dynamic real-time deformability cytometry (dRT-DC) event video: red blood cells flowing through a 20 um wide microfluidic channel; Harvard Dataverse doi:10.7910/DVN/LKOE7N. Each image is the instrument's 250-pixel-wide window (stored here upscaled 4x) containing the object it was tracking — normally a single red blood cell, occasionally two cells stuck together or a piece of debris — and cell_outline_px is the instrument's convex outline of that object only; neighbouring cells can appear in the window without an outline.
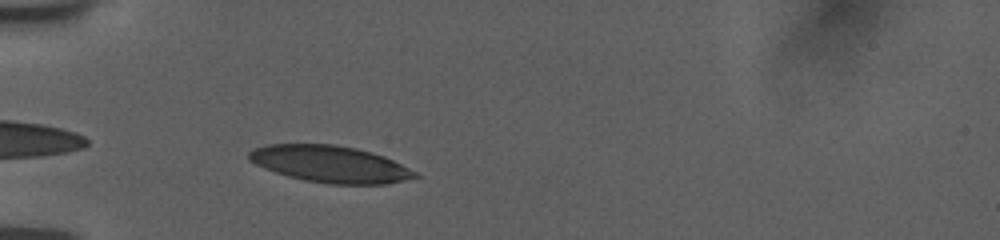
{"species": "human", "species_latin": "Homo sapiens", "temperature_condition": "room temperature", "stored_images_in_passage": 39, "camera_frame_rate_fps": 3000, "um_per_image_px": 0.085, "donor": {"sex": "female"}, "frame": {"image": 1, "passage_image": 2, "time_ms": 0.333, "image_size_px": [1000, 240], "cell_outline_px": [[420, 176], [388, 184], [328, 184], [304, 180], [288, 176], [264, 168], [248, 160], [248, 152], [256, 148], [268, 144], [336, 144], [356, 148], [372, 152], [384, 156], [416, 172]], "centroid_in_image_um": [28.05, 13.94], "position_along_channel_um": 56.9, "area_um2": 35.49}}
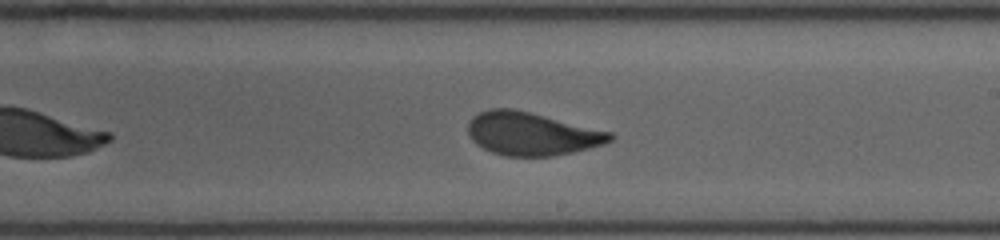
{"frame": {"image": 2, "passage_image": 18, "time_ms": 5.667, "image_size_px": [1000, 240], "cell_outline_px": [[616, 136], [612, 140], [604, 144], [572, 152], [552, 156], [504, 156], [492, 152], [476, 144], [472, 140], [468, 132], [468, 124], [472, 116], [480, 112], [492, 108], [512, 108], [612, 132]], "centroid_in_image_um": [45.18, 11.37], "position_along_channel_um": 243.8, "area_um2": 35.49}}
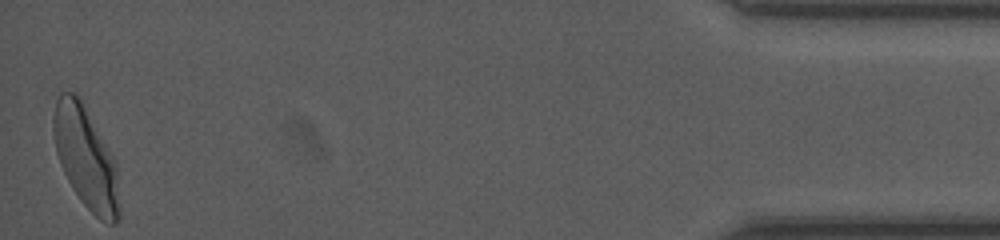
{"frame": {"image": 3, "passage_image": 39, "time_ms": 12.667, "image_size_px": [1000, 240], "cell_outline_px": [[120, 220], [116, 224], [108, 224], [100, 220], [80, 200], [72, 188], [60, 164], [56, 152], [52, 132], [52, 116], [56, 100], [60, 92], [76, 92], [80, 96], [112, 156], [116, 164], [120, 208]], "centroid_in_image_um": [7.28, 13.41], "position_along_channel_um": 427.9, "area_um2": 39.3}, "authors_computed_cell_mechanics": {"area_um2": 35.8938, "velocity_mm_per_s": 3.7581, "shape_relaxation_time_tau1_ms": 4.9147, "shape_relaxation_time_tau2_ms": 0.7936, "deformation_change_tau1": 0.1638, "deformation_change_tau2": 0.0723}}